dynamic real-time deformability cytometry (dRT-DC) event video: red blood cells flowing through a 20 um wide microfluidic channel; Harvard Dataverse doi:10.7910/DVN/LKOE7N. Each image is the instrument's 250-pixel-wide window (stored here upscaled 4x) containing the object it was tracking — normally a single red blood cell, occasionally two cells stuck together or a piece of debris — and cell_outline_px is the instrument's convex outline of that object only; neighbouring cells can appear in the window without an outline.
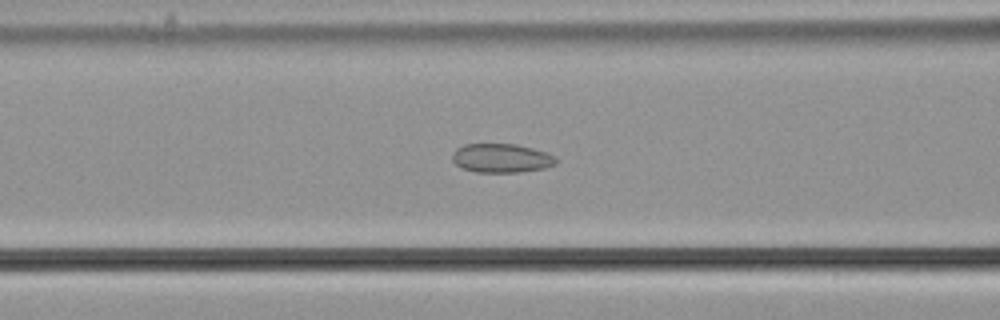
{"species": "common noctule bat (a hibernating species)", "species_latin": "Nyctalus noctula", "temperature_condition": "cold", "stored_images_in_passage": 56, "camera_frame_rate_fps": 3000, "um_per_image_px": 0.085, "animal": {"sex": "male", "body_mass_g": 21.5, "forearm_length_mm": 52.0}, "frame": {"image": 1, "passage_image": 23, "time_ms": 7.333, "image_size_px": [1000, 320], "cell_outline_px": [[556, 164], [544, 168], [520, 172], [476, 172], [460, 168], [452, 160], [452, 152], [456, 148], [464, 144], [516, 144], [548, 152], [556, 156]], "centroid_in_image_um": [42.61, 13.44], "position_along_channel_um": 124.0, "area_um2": 17.69}}
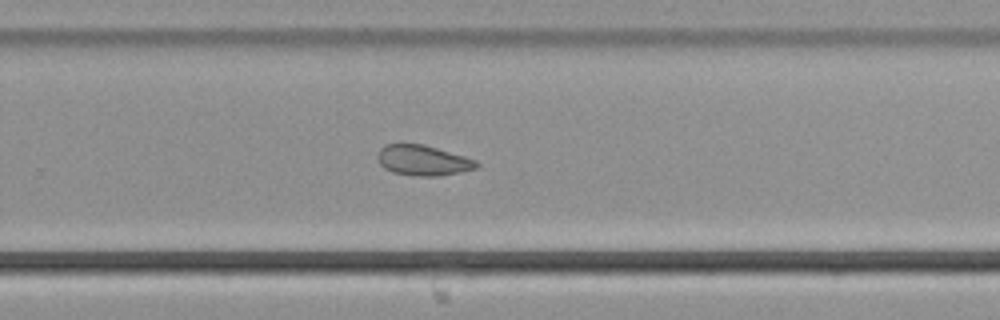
{"frame": {"image": 2, "passage_image": 37, "time_ms": 12.0, "image_size_px": [1000, 320], "cell_outline_px": [[480, 164], [476, 168], [460, 172], [436, 176], [420, 176], [392, 172], [384, 168], [380, 164], [376, 156], [380, 148], [384, 144], [424, 144], [464, 156], [476, 160]], "centroid_in_image_um": [35.93, 13.62], "position_along_channel_um": 293.9, "area_um2": 17.46}}
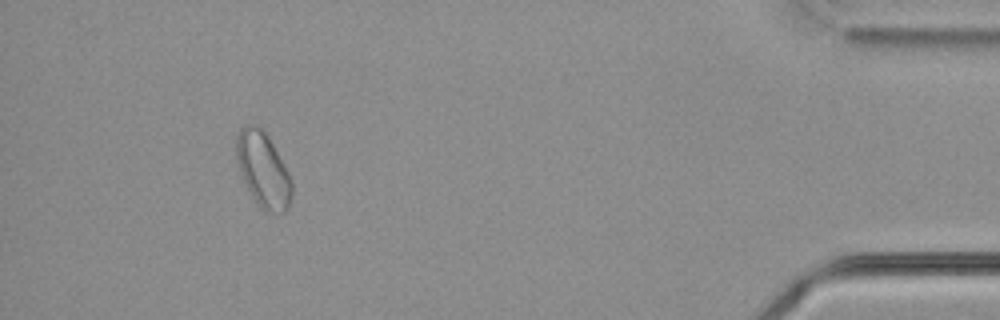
{"frame": {"image": 3, "passage_image": 52, "time_ms": 17.0, "image_size_px": [1000, 320], "cell_outline_px": [[292, 196], [288, 208], [284, 212], [264, 212], [260, 208], [252, 196], [240, 172], [236, 160], [236, 136], [240, 128], [244, 124], [256, 124], [264, 132], [272, 144], [288, 172], [292, 180]], "centroid_in_image_um": [22.35, 14.43], "position_along_channel_um": 412.8, "area_um2": 24.1}, "authors_computed_cell_mechanics": {"area_um2": 20.0277, "velocity_mm_per_s": 3.6448, "shape_relaxation_time_tau1_ms": null, "shape_relaxation_time_tau2_ms": 2.8698, "deformation_change_tau1": null, "deformation_change_tau2": 0.0778}}